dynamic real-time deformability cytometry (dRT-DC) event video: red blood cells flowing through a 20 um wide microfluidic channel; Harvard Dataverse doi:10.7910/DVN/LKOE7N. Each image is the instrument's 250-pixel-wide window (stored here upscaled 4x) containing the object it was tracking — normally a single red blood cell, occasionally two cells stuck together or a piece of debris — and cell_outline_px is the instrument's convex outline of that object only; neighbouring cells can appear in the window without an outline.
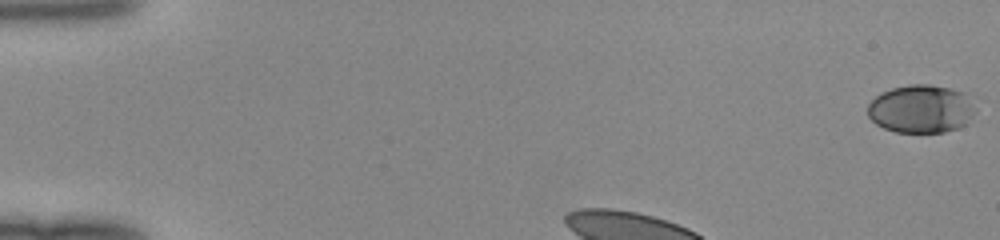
{"species": "human", "species_latin": "Homo sapiens", "temperature_condition": "room temperature", "stored_images_in_passage": 33, "camera_frame_rate_fps": 3000, "um_per_image_px": 0.085, "donor": {"sex": "female"}, "frame": {"image": 1, "passage_image": 1, "time_ms": 0.0, "image_size_px": [1000, 240], "cell_outline_px": [[976, 112], [968, 124], [944, 132], [896, 132], [884, 128], [876, 124], [868, 116], [868, 104], [876, 96], [892, 88], [908, 84], [928, 84], [952, 88], [964, 92], [976, 108]], "centroid_in_image_um": [78.32, 9.25], "position_along_channel_um": 6.7, "area_um2": 30.4}}
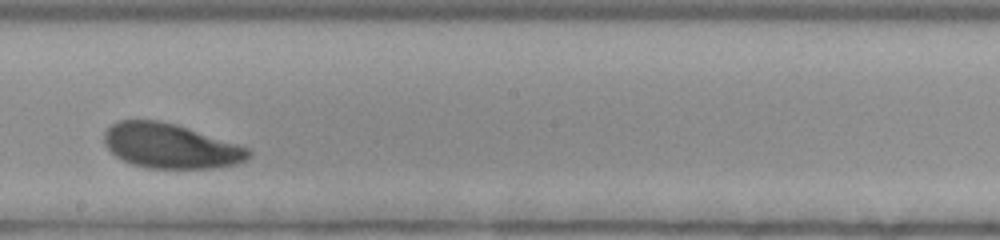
{"frame": {"image": 2, "passage_image": 21, "time_ms": 6.667, "image_size_px": [1000, 240], "cell_outline_px": [[252, 156], [236, 164], [216, 168], [148, 168], [132, 164], [116, 156], [104, 144], [104, 132], [116, 120], [156, 120], [176, 124], [248, 148], [252, 152]], "centroid_in_image_um": [14.47, 12.41], "position_along_channel_um": 233.7, "area_um2": 37.4}}
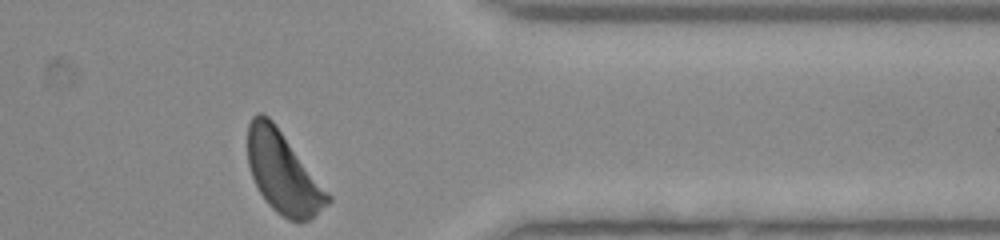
{"frame": {"image": 3, "passage_image": 33, "time_ms": 10.667, "image_size_px": [1000, 240], "cell_outline_px": [[332, 200], [328, 204], [308, 220], [300, 224], [288, 220], [276, 212], [268, 204], [260, 192], [252, 176], [248, 164], [248, 124], [252, 116], [256, 112], [260, 112], [268, 116], [272, 120], [332, 196]], "centroid_in_image_um": [24.06, 14.69], "position_along_channel_um": 387.3, "area_um2": 37.8}}